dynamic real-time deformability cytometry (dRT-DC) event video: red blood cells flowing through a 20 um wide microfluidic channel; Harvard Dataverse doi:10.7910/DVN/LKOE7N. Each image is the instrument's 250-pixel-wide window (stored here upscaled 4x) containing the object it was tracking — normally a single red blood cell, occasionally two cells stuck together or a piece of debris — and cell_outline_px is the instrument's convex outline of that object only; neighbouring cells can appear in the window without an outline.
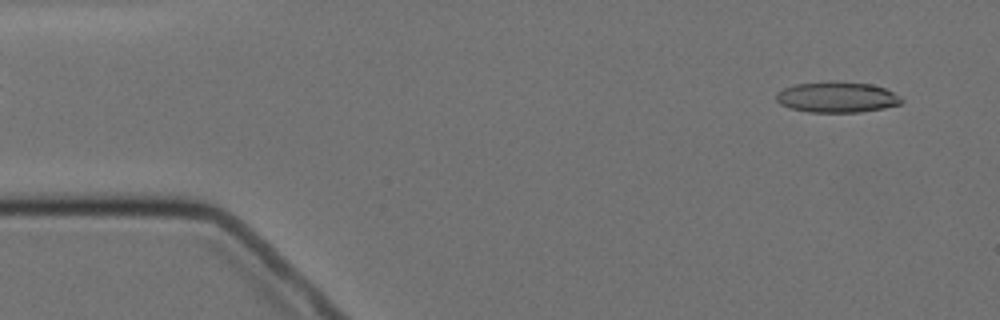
{"species": "Egyptian fruit bat (a non-hibernating species)", "species_latin": "Rousettus aegyptiacus", "temperature_condition": "cold", "stored_images_in_passage": 4, "camera_frame_rate_fps": 3000, "um_per_image_px": 0.085, "animal": {"sex": "female"}, "frame": {"image": 1, "passage_image": 1, "time_ms": 0.0, "image_size_px": [1000, 320], "cell_outline_px": [[904, 100], [900, 104], [884, 108], [860, 112], [808, 112], [792, 108], [780, 104], [776, 100], [776, 92], [784, 88], [796, 84], [828, 80], [872, 84], [884, 88], [900, 96]], "centroid_in_image_um": [71.13, 8.24], "position_along_channel_um": 13.9, "area_um2": 22.6}}
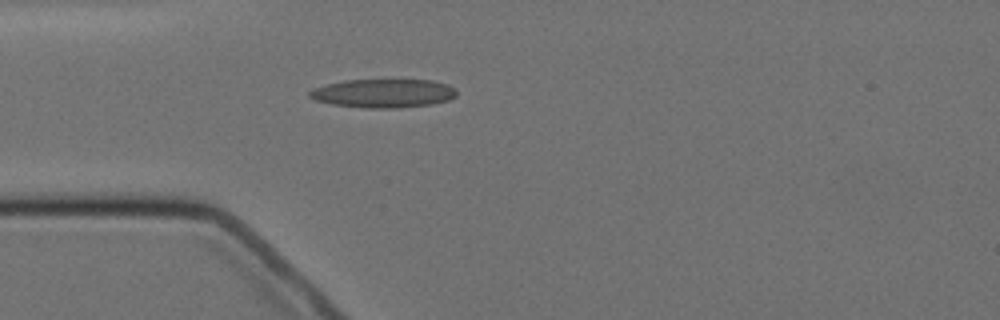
{"frame": {"image": 2, "passage_image": 4, "time_ms": 3.667, "image_size_px": [1000, 320], "cell_outline_px": [[456, 96], [448, 100], [432, 104], [396, 108], [364, 108], [332, 104], [316, 100], [308, 96], [308, 92], [312, 88], [344, 80], [432, 80], [448, 84], [456, 92]], "centroid_in_image_um": [32.57, 7.93], "position_along_channel_um": 52.4, "area_um2": 24.51}}